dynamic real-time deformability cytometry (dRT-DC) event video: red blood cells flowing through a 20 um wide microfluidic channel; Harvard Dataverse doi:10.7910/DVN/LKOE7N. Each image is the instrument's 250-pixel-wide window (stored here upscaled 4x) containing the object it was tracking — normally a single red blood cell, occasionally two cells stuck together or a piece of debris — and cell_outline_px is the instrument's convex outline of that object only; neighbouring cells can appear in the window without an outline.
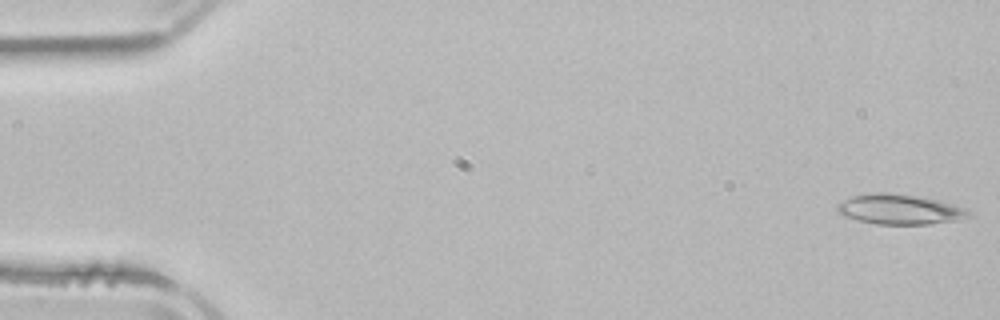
{"species": "common noctule bat (a hibernating species)", "species_latin": "Nyctalus noctula", "temperature_condition": "room temperature", "stored_images_in_passage": 5, "camera_frame_rate_fps": 3000, "um_per_image_px": 0.085, "animal": {"sex": "male", "body_mass_g": 21.5, "forearm_length_mm": 52.0}, "frame": {"image": 1, "passage_image": 1, "time_ms": 0.0, "image_size_px": [1000, 320], "cell_outline_px": [[972, 216], [952, 220], [928, 224], [876, 224], [844, 216], [836, 212], [836, 204], [852, 196], [872, 192], [884, 192], [920, 196], [968, 208], [972, 212]], "centroid_in_image_um": [76.45, 17.78], "position_along_channel_um": 8.5, "area_um2": 23.0}}
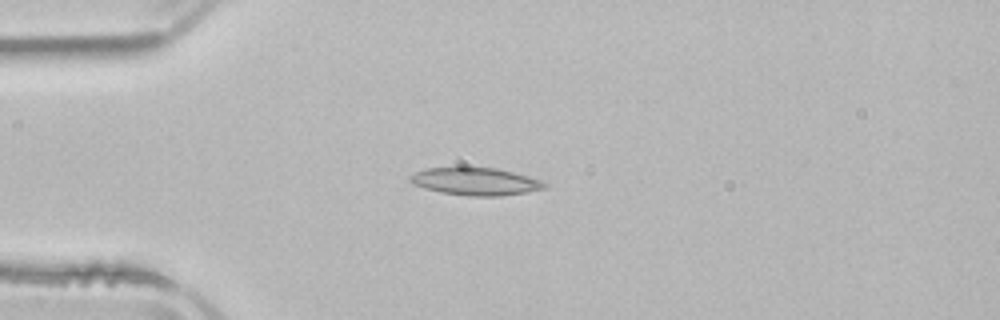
{"frame": {"image": 2, "passage_image": 4, "time_ms": 4.0, "image_size_px": [1000, 320], "cell_outline_px": [[548, 188], [500, 196], [468, 196], [440, 192], [424, 188], [412, 184], [408, 180], [408, 176], [416, 172], [428, 168], [496, 168], [528, 176], [540, 180], [548, 184]], "centroid_in_image_um": [40.41, 15.43], "position_along_channel_um": 44.6, "area_um2": 21.44}}
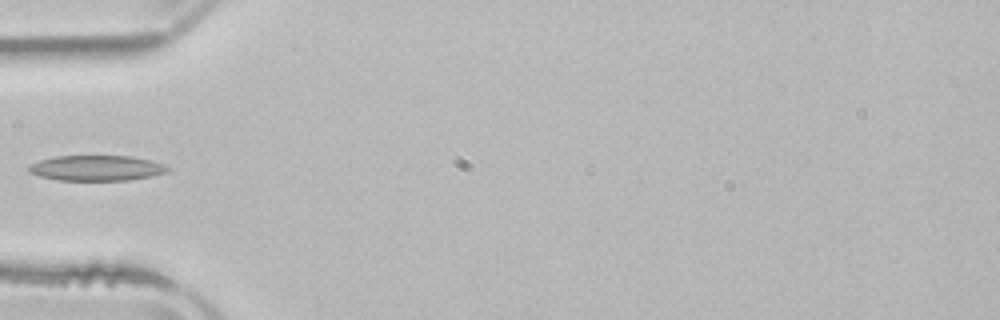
{"frame": {"image": 3, "passage_image": 5, "time_ms": 5.333, "image_size_px": [1000, 320], "cell_outline_px": [[172, 168], [168, 172], [152, 176], [128, 180], [56, 180], [40, 176], [28, 172], [28, 164], [40, 160], [56, 156], [132, 156], [164, 164]], "centroid_in_image_um": [8.2, 14.28], "position_along_channel_um": 76.8, "area_um2": 20.63}}